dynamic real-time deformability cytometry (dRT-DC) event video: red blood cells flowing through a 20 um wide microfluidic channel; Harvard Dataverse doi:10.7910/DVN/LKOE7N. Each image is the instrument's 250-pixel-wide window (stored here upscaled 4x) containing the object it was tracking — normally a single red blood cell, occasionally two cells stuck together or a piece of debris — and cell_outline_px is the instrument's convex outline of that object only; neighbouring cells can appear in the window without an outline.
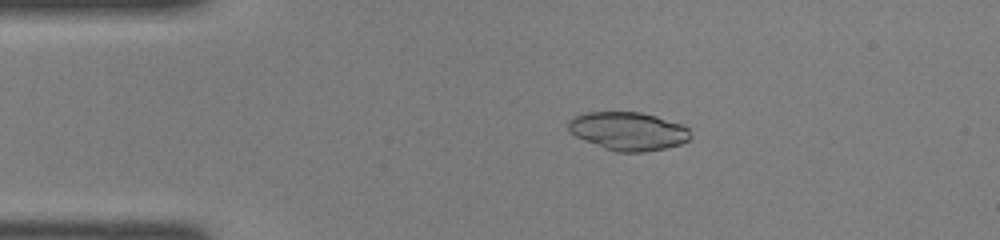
{"species": "common noctule bat (a hibernating species)", "species_latin": "Nyctalus noctula", "temperature_condition": "room temperature", "stored_images_in_passage": 46, "camera_frame_rate_fps": 3000, "um_per_image_px": 0.085, "animal": {"sex": "female", "body_mass_g": 22.0, "forearm_length_mm": 56.7}, "frame": {"image": 1, "passage_image": 9, "time_ms": 2.667, "image_size_px": [1000, 240], "cell_outline_px": [[692, 136], [688, 140], [680, 144], [664, 148], [644, 152], [616, 152], [604, 148], [584, 140], [576, 136], [568, 128], [568, 120], [572, 116], [584, 112], [640, 112], [656, 116], [680, 124], [688, 128]], "centroid_in_image_um": [53.37, 11.14], "position_along_channel_um": 31.6, "area_um2": 27.22}}
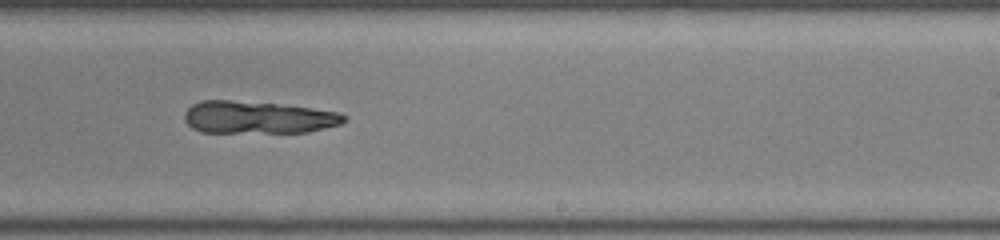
{"frame": {"image": 2, "passage_image": 28, "time_ms": 9.0, "image_size_px": [1000, 240], "cell_outline_px": [[348, 120], [340, 124], [308, 132], [200, 132], [192, 128], [184, 120], [184, 112], [192, 104], [200, 100], [228, 100], [276, 104], [312, 108], [340, 112], [348, 116]], "centroid_in_image_um": [21.92, 9.98], "position_along_channel_um": 267.1, "area_um2": 30.17}}
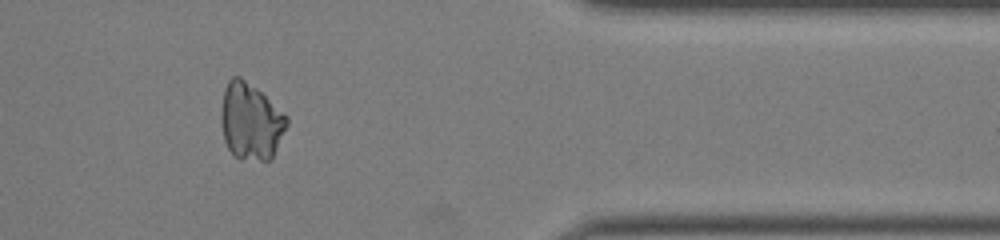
{"frame": {"image": 3, "passage_image": 38, "time_ms": 12.333, "image_size_px": [1000, 240], "cell_outline_px": [[288, 124], [272, 160], [240, 160], [232, 156], [224, 140], [220, 120], [220, 116], [224, 88], [228, 80], [232, 76], [240, 76], [256, 88], [284, 112], [288, 116]], "centroid_in_image_um": [21.3, 10.34], "position_along_channel_um": 390.1, "area_um2": 29.82}}